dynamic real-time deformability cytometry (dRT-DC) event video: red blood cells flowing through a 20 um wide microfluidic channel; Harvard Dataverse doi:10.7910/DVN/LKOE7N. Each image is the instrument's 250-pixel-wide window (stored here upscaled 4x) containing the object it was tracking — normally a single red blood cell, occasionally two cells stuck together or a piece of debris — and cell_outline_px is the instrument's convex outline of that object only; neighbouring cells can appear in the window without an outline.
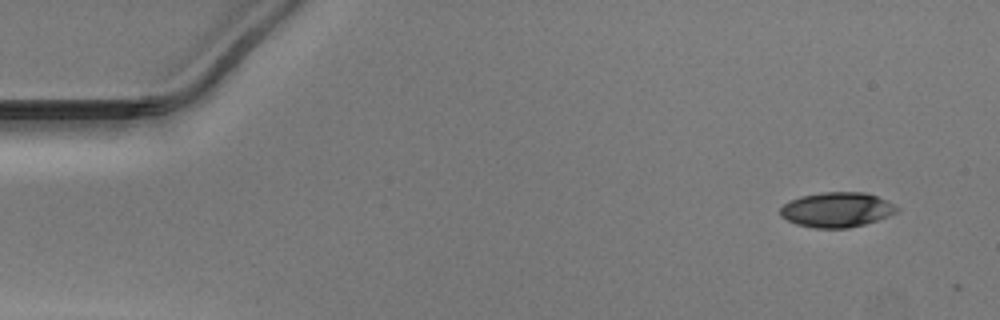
{"species": "Egyptian fruit bat (a non-hibernating species)", "species_latin": "Rousettus aegyptiacus", "temperature_condition": "warm", "stored_images_in_passage": 6, "camera_frame_rate_fps": 3000, "um_per_image_px": 0.085, "animal": {"sex": "male"}, "frame": {"image": 1, "passage_image": 1, "time_ms": 0.0, "image_size_px": [1000, 320], "cell_outline_px": [[900, 208], [896, 212], [888, 216], [864, 224], [848, 228], [812, 228], [796, 224], [780, 216], [780, 208], [784, 204], [800, 196], [824, 192], [864, 192], [876, 196]], "centroid_in_image_um": [71.1, 17.83], "position_along_channel_um": 13.9, "area_um2": 23.52}}